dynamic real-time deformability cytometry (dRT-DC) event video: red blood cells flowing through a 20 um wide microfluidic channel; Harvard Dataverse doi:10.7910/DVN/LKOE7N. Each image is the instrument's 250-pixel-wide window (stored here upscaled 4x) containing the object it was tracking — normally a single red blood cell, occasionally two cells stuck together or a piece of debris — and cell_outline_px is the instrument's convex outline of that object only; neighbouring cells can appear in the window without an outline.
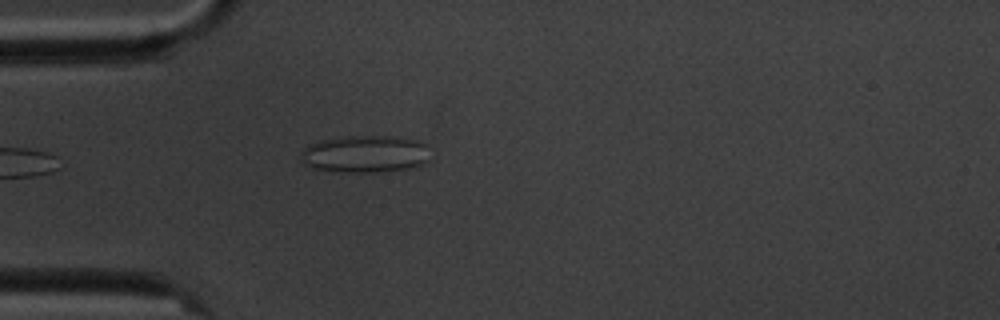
{"species": "common noctule bat (a hibernating species)", "species_latin": "Nyctalus noctula", "temperature_condition": "cold", "stored_images_in_passage": 3, "camera_frame_rate_fps": 3000, "um_per_image_px": 0.085, "animal": {"sex": "male", "body_mass_g": 20.1, "forearm_length_mm": 53.5}, "frame": {"image": 1, "passage_image": 3, "time_ms": 3.0, "image_size_px": [1000, 320], "cell_outline_px": [[428, 160], [424, 164], [412, 168], [380, 172], [332, 172], [312, 168], [304, 164], [300, 160], [300, 152], [308, 144], [320, 140], [340, 136], [392, 136], [420, 140], [424, 144]], "centroid_in_image_um": [30.96, 13.09], "position_along_channel_um": 54.0, "area_um2": 28.55}}